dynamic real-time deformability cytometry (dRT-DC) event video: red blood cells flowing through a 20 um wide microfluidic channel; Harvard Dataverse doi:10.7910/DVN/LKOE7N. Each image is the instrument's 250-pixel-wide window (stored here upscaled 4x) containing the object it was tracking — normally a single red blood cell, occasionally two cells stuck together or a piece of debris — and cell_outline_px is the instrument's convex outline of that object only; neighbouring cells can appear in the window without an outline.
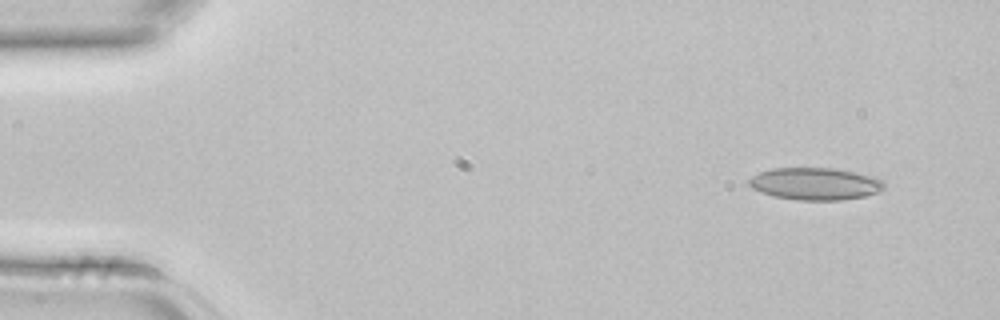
{"species": "common noctule bat (a hibernating species)", "species_latin": "Nyctalus noctula", "temperature_condition": "room temperature", "stored_images_in_passage": 4, "camera_frame_rate_fps": 3000, "um_per_image_px": 0.085, "animal": {"sex": "female", "body_mass_g": 22.7, "forearm_length_mm": 54.2}, "frame": {"image": 1, "passage_image": 4, "time_ms": 1.0, "image_size_px": [1000, 320], "cell_outline_px": [[884, 188], [876, 192], [864, 196], [840, 200], [796, 200], [776, 196], [752, 188], [748, 184], [748, 180], [752, 176], [760, 172], [772, 168], [832, 168], [856, 172], [876, 176], [884, 184]], "centroid_in_image_um": [69.3, 15.61], "position_along_channel_um": 15.7, "area_um2": 25.2}}